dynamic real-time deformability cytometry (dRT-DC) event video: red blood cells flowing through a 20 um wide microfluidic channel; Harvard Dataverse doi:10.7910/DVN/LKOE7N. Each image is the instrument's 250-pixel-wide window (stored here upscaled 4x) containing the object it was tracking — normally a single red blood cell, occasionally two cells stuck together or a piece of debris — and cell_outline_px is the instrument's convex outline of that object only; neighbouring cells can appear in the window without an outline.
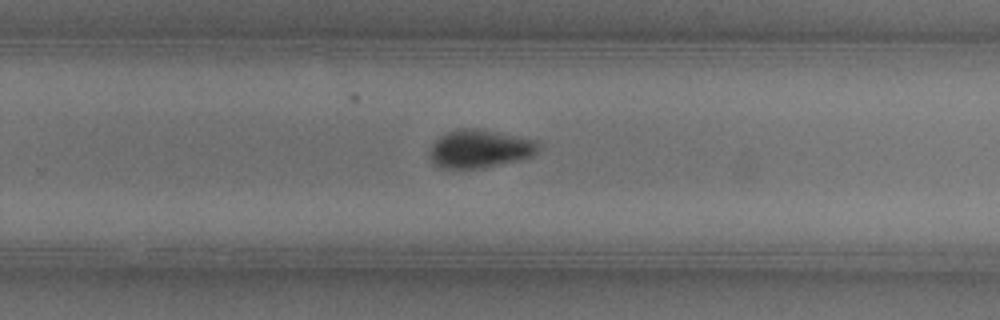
{"species": "common noctule bat (a hibernating species)", "species_latin": "Nyctalus noctula", "temperature_condition": "warm", "stored_images_in_passage": 38, "camera_frame_rate_fps": 3000, "um_per_image_px": 0.085, "animal": {"sex": "female"}, "frame": {"image": 1, "passage_image": 19, "time_ms": 6.0, "image_size_px": [1000, 320], "cell_outline_px": [[540, 144], [536, 152], [532, 156], [484, 168], [444, 168], [436, 164], [428, 156], [428, 152], [432, 144], [440, 136], [448, 132], [460, 128], [476, 128], [536, 140]], "centroid_in_image_um": [40.75, 12.64], "position_along_channel_um": 289.0, "area_um2": 23.93}}
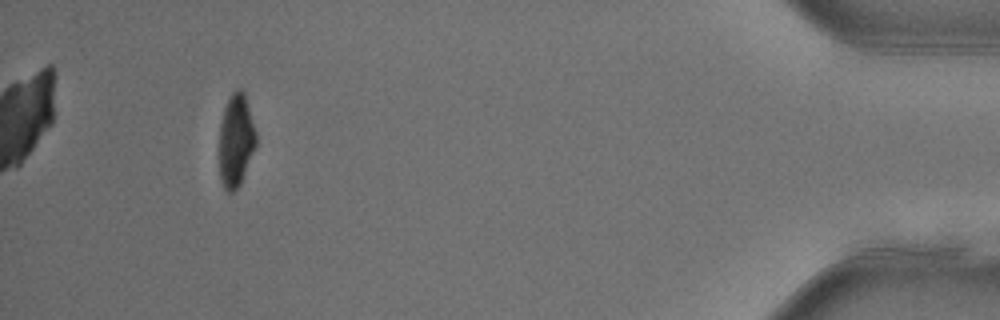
{"frame": {"image": 2, "passage_image": 34, "time_ms": 11.0, "image_size_px": [1000, 320], "cell_outline_px": [[256, 144], [240, 184], [232, 192], [228, 192], [224, 188], [220, 180], [220, 124], [224, 108], [232, 92], [236, 88], [240, 88], [244, 92], [256, 132]], "centroid_in_image_um": [20.05, 11.92], "position_along_channel_um": 415.2, "area_um2": 19.59}, "authors_computed_cell_mechanics": {"area_um2": 22.9466, "velocity_mm_per_s": 3.9622, "shape_relaxation_time_tau1_ms": 4.1515, "shape_relaxation_time_tau2_ms": 2.7183, "deformation_change_tau1": 0.172, "deformation_change_tau2": 0.0562}}